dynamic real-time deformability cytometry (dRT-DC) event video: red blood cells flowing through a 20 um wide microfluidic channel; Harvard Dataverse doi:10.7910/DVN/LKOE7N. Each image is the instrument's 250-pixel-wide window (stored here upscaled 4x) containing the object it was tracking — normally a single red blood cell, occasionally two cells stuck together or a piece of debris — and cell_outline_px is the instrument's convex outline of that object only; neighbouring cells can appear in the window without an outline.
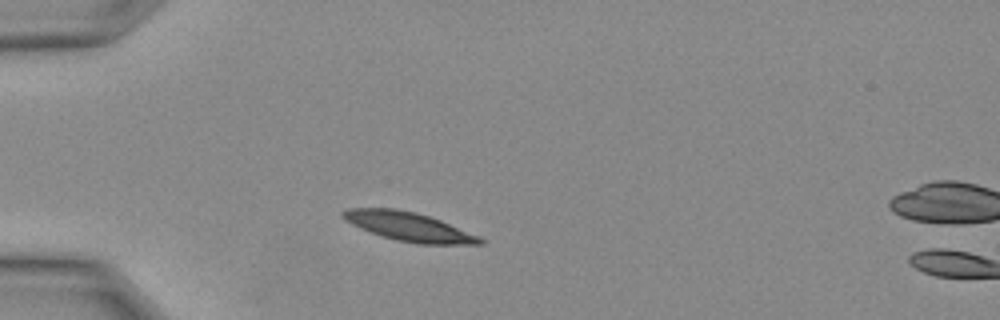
{"species": "Egyptian fruit bat (a non-hibernating species)", "species_latin": "Rousettus aegyptiacus", "temperature_condition": "warm", "stored_images_in_passage": 3, "camera_frame_rate_fps": 3000, "um_per_image_px": 0.085, "animal": {"sex": "female"}, "frame": {"image": 1, "passage_image": 2, "time_ms": 0.333, "image_size_px": [1000, 320], "cell_outline_px": [[484, 244], [416, 244], [396, 240], [380, 236], [360, 228], [344, 220], [340, 216], [340, 212], [348, 208], [396, 208], [428, 216], [440, 220], [480, 236], [484, 240]], "centroid_in_image_um": [34.72, 19.27], "position_along_channel_um": 50.3, "area_um2": 23.12}}